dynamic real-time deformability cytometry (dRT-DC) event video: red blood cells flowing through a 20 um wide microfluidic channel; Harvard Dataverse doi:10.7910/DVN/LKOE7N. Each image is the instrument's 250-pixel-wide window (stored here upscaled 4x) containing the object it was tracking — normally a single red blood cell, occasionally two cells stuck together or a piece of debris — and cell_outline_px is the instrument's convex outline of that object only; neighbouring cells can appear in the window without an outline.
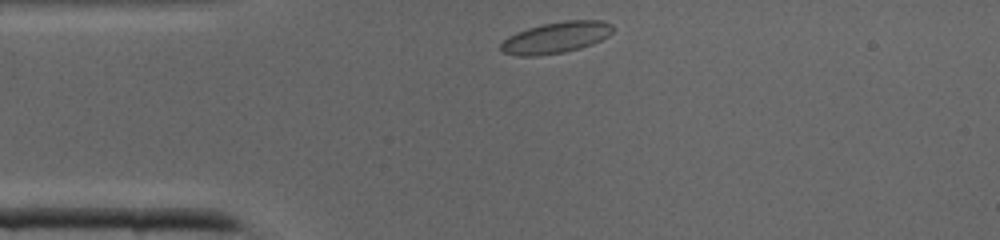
{"species": "common noctule bat (a hibernating species)", "species_latin": "Nyctalus noctula", "temperature_condition": "cold", "stored_images_in_passage": 25, "camera_frame_rate_fps": 3000, "um_per_image_px": 0.085, "animal": {"sex": "male", "body_mass_g": 19.0, "forearm_length_mm": 50.8}, "frame": {"image": 1, "passage_image": 1, "time_ms": 0.0, "image_size_px": [1000, 240], "cell_outline_px": [[612, 32], [608, 36], [592, 44], [580, 48], [564, 52], [536, 56], [516, 56], [500, 52], [500, 44], [508, 36], [516, 32], [528, 28], [544, 24], [564, 20], [604, 20], [612, 24]], "centroid_in_image_um": [47.23, 3.19], "position_along_channel_um": 37.8, "area_um2": 20.52}}
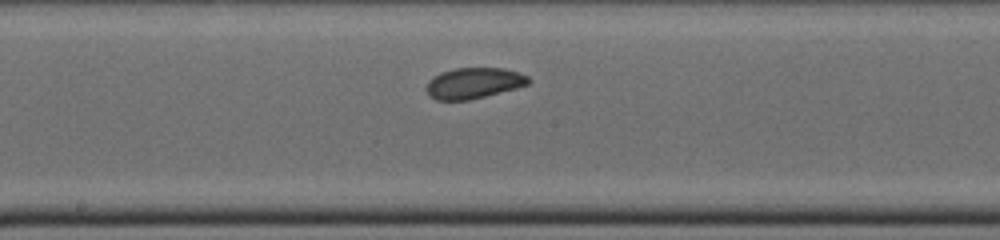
{"frame": {"image": 2, "passage_image": 13, "time_ms": 4.0, "image_size_px": [1000, 240], "cell_outline_px": [[532, 80], [528, 84], [516, 88], [468, 100], [436, 100], [428, 96], [428, 80], [440, 72], [452, 68], [504, 68], [520, 72], [528, 76]], "centroid_in_image_um": [40.28, 7.05], "position_along_channel_um": 207.9, "area_um2": 18.38}}
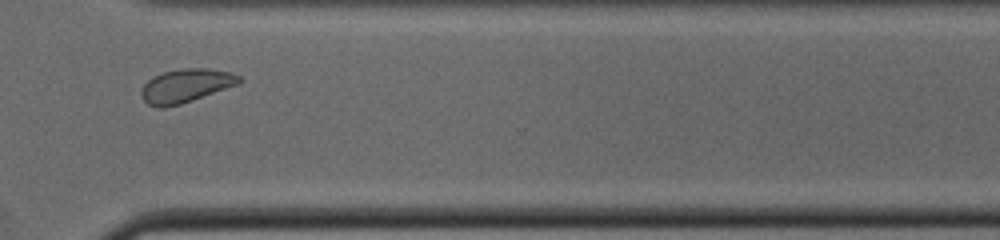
{"frame": {"image": 3, "passage_image": 22, "time_ms": 7.0, "image_size_px": [1000, 240], "cell_outline_px": [[244, 80], [240, 84], [180, 104], [164, 108], [156, 108], [148, 104], [140, 96], [140, 92], [144, 84], [152, 76], [164, 72], [184, 68], [208, 68], [228, 72], [240, 76]], "centroid_in_image_um": [15.79, 7.29], "position_along_channel_um": 354.8, "area_um2": 19.25}}